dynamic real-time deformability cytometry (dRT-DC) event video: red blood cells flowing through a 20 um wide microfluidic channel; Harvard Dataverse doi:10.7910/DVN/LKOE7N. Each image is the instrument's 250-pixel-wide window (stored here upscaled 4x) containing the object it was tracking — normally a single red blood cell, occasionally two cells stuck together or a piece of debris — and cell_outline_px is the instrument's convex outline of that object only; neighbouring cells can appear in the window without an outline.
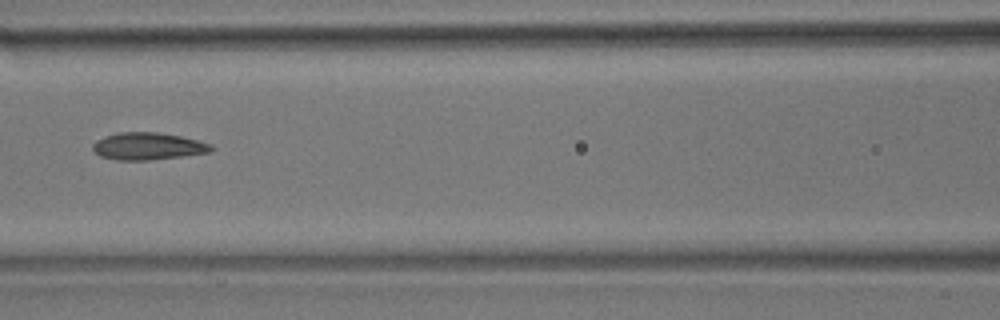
{"species": "common noctule bat (a hibernating species)", "species_latin": "Nyctalus noctula", "temperature_condition": "room temperature", "stored_images_in_passage": 9, "camera_frame_rate_fps": 3000, "um_per_image_px": 0.085, "animal": {"sex": "male", "body_mass_g": 17.9}, "frame": {"image": 1, "passage_image": 6, "time_ms": 6.667, "image_size_px": [1000, 320], "cell_outline_px": [[216, 148], [208, 152], [180, 156], [148, 160], [116, 160], [100, 156], [92, 148], [92, 144], [96, 140], [116, 132], [156, 132], [180, 136], [212, 144]], "centroid_in_image_um": [12.55, 12.42], "position_along_channel_um": 154.1, "area_um2": 18.67}}
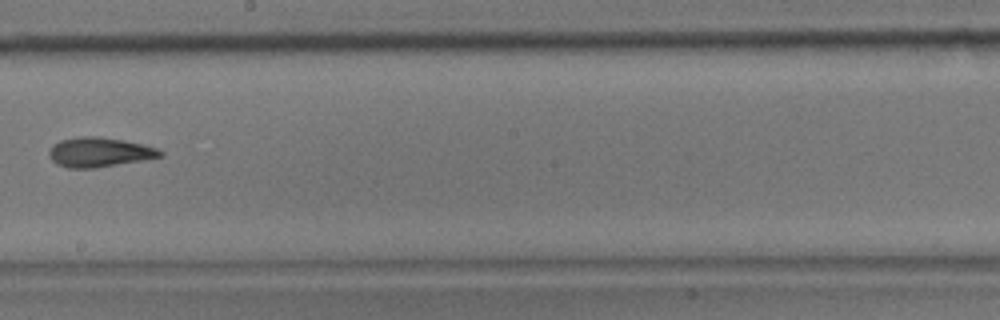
{"frame": {"image": 2, "passage_image": 8, "time_ms": 9.0, "image_size_px": [1000, 320], "cell_outline_px": [[164, 156], [144, 160], [96, 168], [68, 168], [56, 164], [48, 156], [48, 152], [52, 144], [60, 140], [80, 136], [100, 136], [140, 144], [156, 148], [164, 152]], "centroid_in_image_um": [8.41, 12.94], "position_along_channel_um": 239.8, "area_um2": 19.25}}
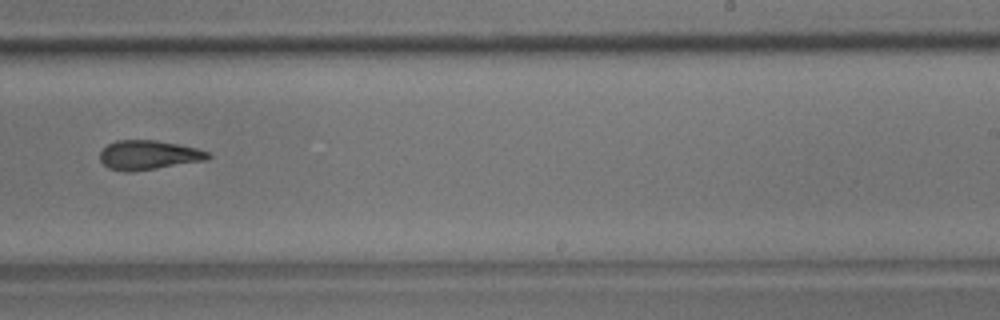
{"frame": {"image": 3, "passage_image": 9, "time_ms": 10.0, "image_size_px": [1000, 320], "cell_outline_px": [[212, 156], [208, 160], [156, 168], [128, 172], [124, 172], [108, 168], [100, 160], [100, 152], [108, 144], [116, 140], [156, 140], [196, 148], [208, 152]], "centroid_in_image_um": [12.62, 13.18], "position_along_channel_um": 276.4, "area_um2": 18.38}}